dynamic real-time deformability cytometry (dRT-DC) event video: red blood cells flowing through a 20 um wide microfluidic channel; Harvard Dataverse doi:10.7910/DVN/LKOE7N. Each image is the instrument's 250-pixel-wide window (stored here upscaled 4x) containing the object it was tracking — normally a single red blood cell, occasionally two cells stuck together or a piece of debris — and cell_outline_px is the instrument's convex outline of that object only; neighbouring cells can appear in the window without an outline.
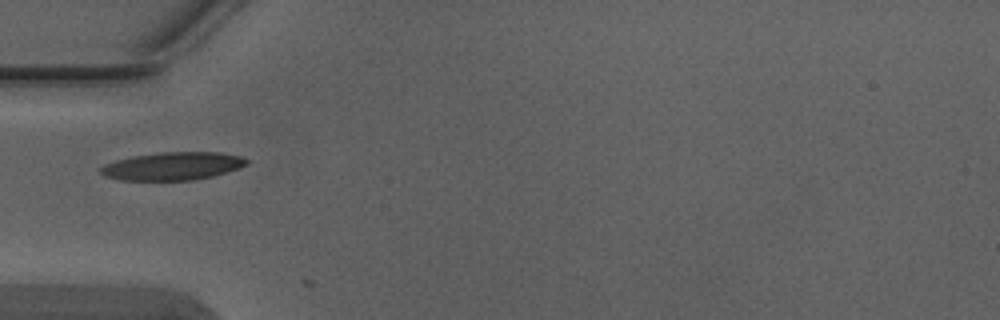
{"species": "Egyptian fruit bat (a non-hibernating species)", "species_latin": "Rousettus aegyptiacus", "temperature_condition": "warm", "stored_images_in_passage": 1, "camera_frame_rate_fps": 3000, "um_per_image_px": 0.085, "animal": {"sex": "male"}, "frame": {"image": 1, "passage_image": 1, "time_ms": 0.0, "image_size_px": [1000, 320], "cell_outline_px": [[248, 164], [240, 168], [212, 176], [196, 180], [120, 180], [104, 176], [100, 172], [100, 168], [104, 164], [116, 160], [132, 156], [160, 152], [220, 152], [240, 156], [248, 160]], "centroid_in_image_um": [14.67, 14.12], "position_along_channel_um": 70.3, "area_um2": 23.87}}